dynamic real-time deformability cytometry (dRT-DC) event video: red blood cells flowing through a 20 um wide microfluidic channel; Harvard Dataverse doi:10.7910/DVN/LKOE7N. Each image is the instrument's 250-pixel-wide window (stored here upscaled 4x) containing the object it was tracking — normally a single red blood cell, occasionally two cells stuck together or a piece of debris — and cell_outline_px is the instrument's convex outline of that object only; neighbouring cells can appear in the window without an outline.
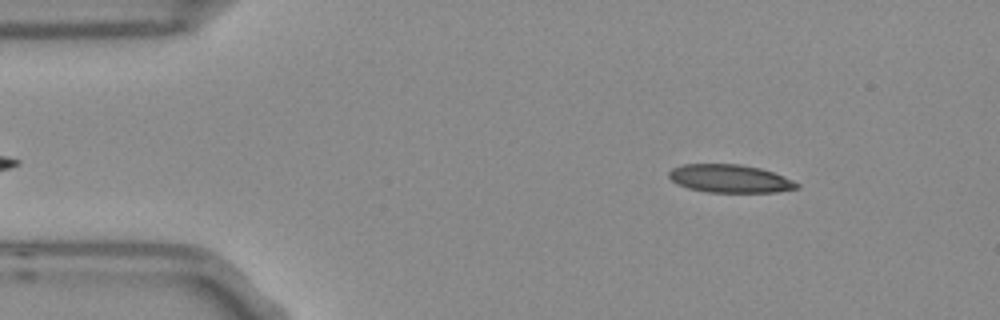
{"species": "Egyptian fruit bat (a non-hibernating species)", "species_latin": "Rousettus aegyptiacus", "temperature_condition": "room temperature", "stored_images_in_passage": 4, "segment_of_instrument_passage": [2, 2], "camera_frame_rate_fps": 3000, "um_per_image_px": 0.085, "frame": {"image": 1, "passage_image": 4, "time_ms": 1.0, "image_size_px": [1000, 320], "cell_outline_px": [[800, 188], [776, 192], [708, 192], [688, 188], [676, 184], [668, 176], [668, 172], [672, 168], [684, 164], [740, 164], [760, 168], [772, 172], [792, 180], [800, 184]], "centroid_in_image_um": [62.03, 15.18], "position_along_channel_um": 23.0, "area_um2": 20.92}}